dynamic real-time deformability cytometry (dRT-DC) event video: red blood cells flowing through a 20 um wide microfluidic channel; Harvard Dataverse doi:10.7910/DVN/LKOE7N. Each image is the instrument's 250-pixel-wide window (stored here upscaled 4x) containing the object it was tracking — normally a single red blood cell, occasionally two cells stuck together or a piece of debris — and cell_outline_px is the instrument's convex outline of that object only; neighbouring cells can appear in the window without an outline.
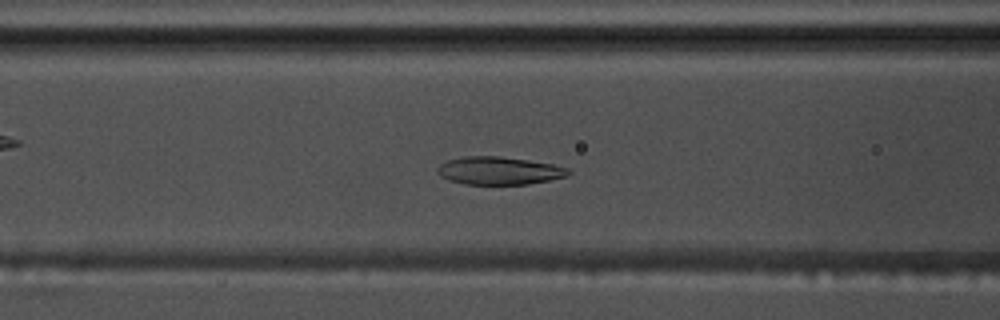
{"species": "common noctule bat (a hibernating species)", "species_latin": "Nyctalus noctula", "temperature_condition": "warm", "stored_images_in_passage": 46, "camera_frame_rate_fps": 3000, "um_per_image_px": 0.085, "animal": {"sex": "male", "body_mass_g": 17.5, "forearm_length_mm": 52.3}, "frame": {"image": 1, "passage_image": 13, "time_ms": 4.0, "image_size_px": [1000, 320], "cell_outline_px": [[572, 172], [568, 176], [528, 184], [464, 184], [448, 180], [440, 176], [436, 172], [436, 168], [440, 164], [448, 160], [464, 156], [500, 156], [528, 160], [552, 164], [568, 168]], "centroid_in_image_um": [42.4, 14.51], "position_along_channel_um": 124.2, "area_um2": 21.33}}
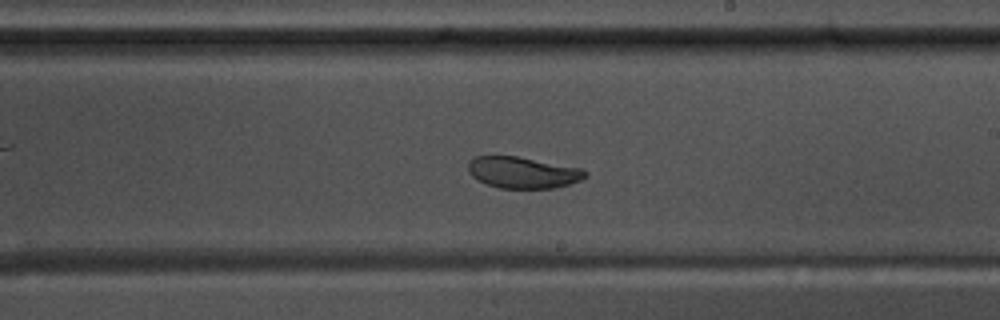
{"frame": {"image": 2, "passage_image": 23, "time_ms": 7.333, "image_size_px": [1000, 320], "cell_outline_px": [[588, 176], [580, 180], [556, 188], [500, 188], [488, 184], [472, 176], [468, 172], [468, 164], [476, 156], [516, 156], [584, 168], [588, 172]], "centroid_in_image_um": [44.5, 14.66], "position_along_channel_um": 244.5, "area_um2": 21.39}}
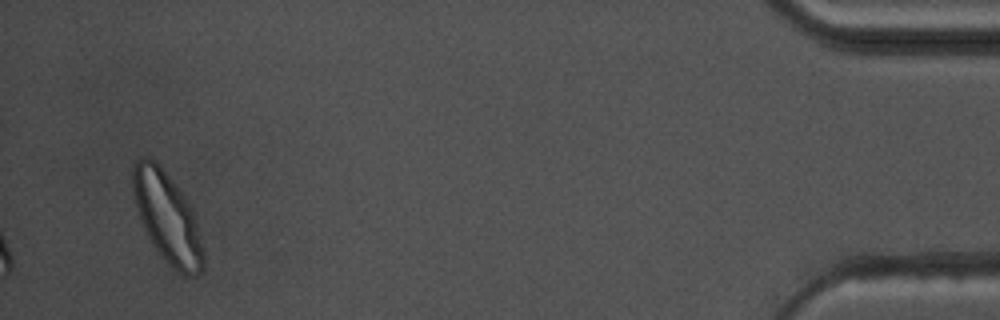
{"frame": {"image": 3, "passage_image": 44, "time_ms": 14.333, "image_size_px": [1000, 320], "cell_outline_px": [[204, 268], [196, 276], [184, 276], [172, 268], [168, 264], [152, 244], [140, 220], [132, 192], [132, 160], [144, 156], [156, 160], [192, 208], [204, 252]], "centroid_in_image_um": [14.19, 18.49], "position_along_channel_um": 421.0, "area_um2": 37.11}, "authors_computed_cell_mechanics": {"area_um2": 22.5131, "velocity_mm_per_s": 3.6265, "shape_relaxation_time_tau1_ms": 2.7923, "shape_relaxation_time_tau2_ms": 0.8292, "deformation_change_tau1": 0.1434, "deformation_change_tau2": 0.0585}}